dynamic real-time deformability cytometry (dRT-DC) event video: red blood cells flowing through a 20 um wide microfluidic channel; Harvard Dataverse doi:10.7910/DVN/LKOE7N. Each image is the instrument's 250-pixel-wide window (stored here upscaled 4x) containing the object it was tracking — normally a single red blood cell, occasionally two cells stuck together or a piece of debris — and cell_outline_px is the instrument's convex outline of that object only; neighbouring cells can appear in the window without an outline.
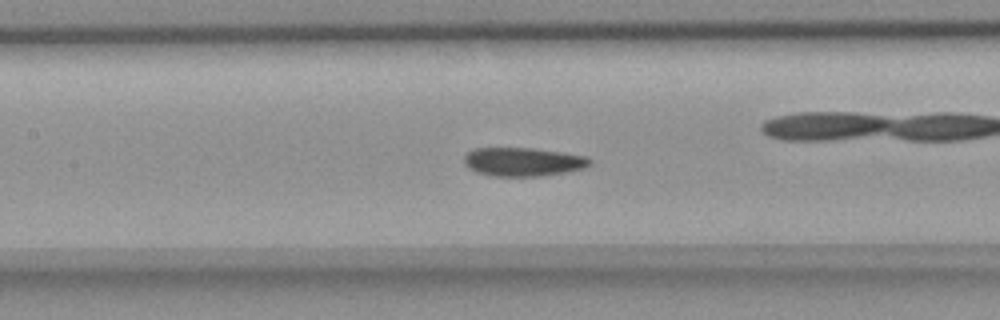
{"species": "common noctule bat (a hibernating species)", "species_latin": "Nyctalus noctula", "temperature_condition": "room temperature", "stored_images_in_passage": 56, "camera_frame_rate_fps": 3000, "um_per_image_px": 0.085, "animal": {"sex": "female", "body_mass_g": 18.4}, "frame": {"image": 1, "passage_image": 25, "time_ms": 8.0, "image_size_px": [1000, 320], "cell_outline_px": [[592, 164], [584, 168], [568, 172], [540, 176], [492, 176], [476, 172], [468, 168], [464, 164], [464, 156], [468, 152], [476, 148], [532, 148], [564, 152], [588, 156], [592, 160]], "centroid_in_image_um": [44.49, 13.75], "position_along_channel_um": 162.9, "area_um2": 21.27}, "authors_computed_cell_mechanics": {"area_um2": 21.1837, "velocity_mm_per_s": 3.6322, "shape_relaxation_time_tau1_ms": null, "shape_relaxation_time_tau2_ms": 2.6533, "deformation_change_tau1": null, "deformation_change_tau2": 0.0673}}